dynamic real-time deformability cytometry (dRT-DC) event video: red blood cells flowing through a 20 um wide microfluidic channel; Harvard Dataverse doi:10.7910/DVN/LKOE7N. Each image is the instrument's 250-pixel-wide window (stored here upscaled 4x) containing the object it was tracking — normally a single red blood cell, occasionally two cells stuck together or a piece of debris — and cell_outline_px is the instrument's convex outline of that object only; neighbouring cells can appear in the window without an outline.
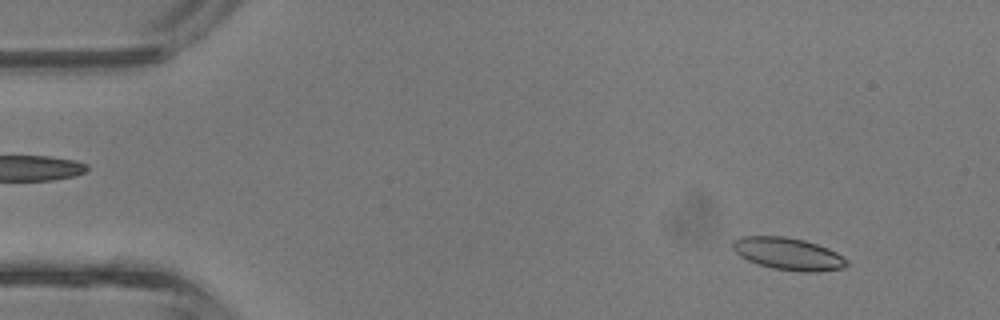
{"species": "common noctule bat (a hibernating species)", "species_latin": "Nyctalus noctula", "temperature_condition": "room temperature", "stored_images_in_passage": 4, "camera_frame_rate_fps": 3000, "um_per_image_px": 0.085, "animal": {"sex": "male", "body_mass_g": 13.3}, "frame": {"image": 1, "passage_image": 2, "time_ms": 0.333, "image_size_px": [1000, 320], "cell_outline_px": [[848, 264], [844, 268], [816, 272], [800, 272], [772, 268], [748, 260], [740, 256], [732, 248], [732, 240], [740, 236], [784, 236], [804, 240], [828, 248], [836, 252], [848, 260]], "centroid_in_image_um": [66.99, 21.57], "position_along_channel_um": 18.0, "area_um2": 21.5}}